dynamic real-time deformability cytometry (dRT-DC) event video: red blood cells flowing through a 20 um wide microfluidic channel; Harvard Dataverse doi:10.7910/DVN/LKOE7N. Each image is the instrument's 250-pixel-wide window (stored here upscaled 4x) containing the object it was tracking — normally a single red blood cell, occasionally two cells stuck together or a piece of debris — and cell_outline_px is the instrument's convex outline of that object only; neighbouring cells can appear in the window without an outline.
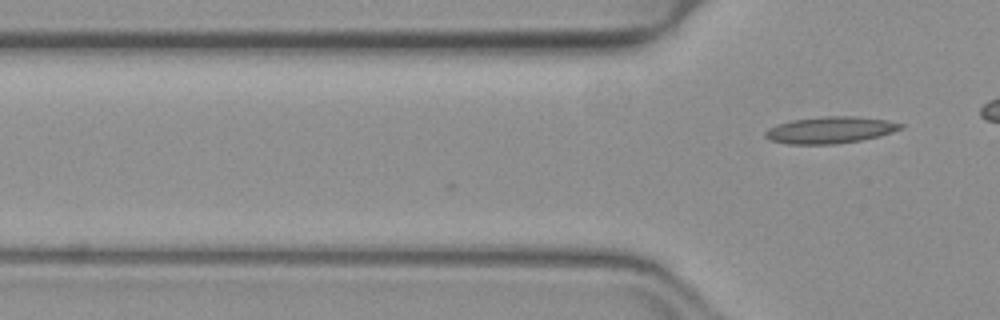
{"species": "common noctule bat (a hibernating species)", "species_latin": "Nyctalus noctula", "temperature_condition": "warm", "stored_images_in_passage": 2, "camera_frame_rate_fps": 3000, "um_per_image_px": 0.085, "animal": {"sex": "female", "body_mass_g": 19.3, "forearm_length_mm": 54.1}, "frame": {"image": 1, "passage_image": 2, "time_ms": 0.333, "image_size_px": [1000, 320], "cell_outline_px": [[904, 128], [880, 136], [860, 140], [836, 144], [788, 144], [772, 140], [764, 136], [764, 132], [768, 128], [776, 124], [792, 120], [824, 116], [856, 116], [888, 120], [904, 124]], "centroid_in_image_um": [70.58, 11.04], "position_along_channel_um": 55.2, "area_um2": 21.15}}